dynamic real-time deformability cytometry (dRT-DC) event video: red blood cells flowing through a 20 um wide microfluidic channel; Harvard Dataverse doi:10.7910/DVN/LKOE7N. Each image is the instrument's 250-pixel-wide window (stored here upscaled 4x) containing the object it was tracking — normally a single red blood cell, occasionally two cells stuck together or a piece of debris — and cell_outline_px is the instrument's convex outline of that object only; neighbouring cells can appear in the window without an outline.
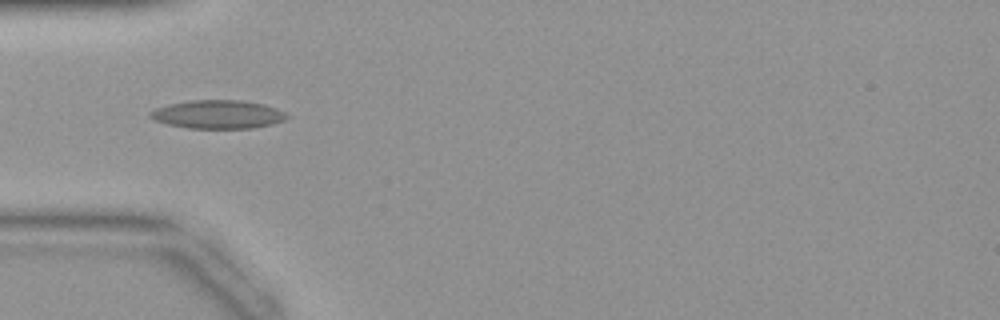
{"species": "common noctule bat (a hibernating species)", "species_latin": "Nyctalus noctula", "temperature_condition": "warm", "stored_images_in_passage": 43, "camera_frame_rate_fps": 3000, "um_per_image_px": 0.085, "animal": {"sex": "female", "body_mass_g": 19.9}, "frame": {"image": 1, "passage_image": 14, "time_ms": 4.333, "image_size_px": [1000, 320], "cell_outline_px": [[288, 116], [284, 120], [272, 124], [252, 128], [188, 128], [168, 124], [156, 120], [148, 116], [148, 112], [156, 108], [168, 104], [188, 100], [244, 100], [264, 104], [276, 108], [284, 112]], "centroid_in_image_um": [18.51, 9.71], "position_along_channel_um": 66.5, "area_um2": 22.66}}
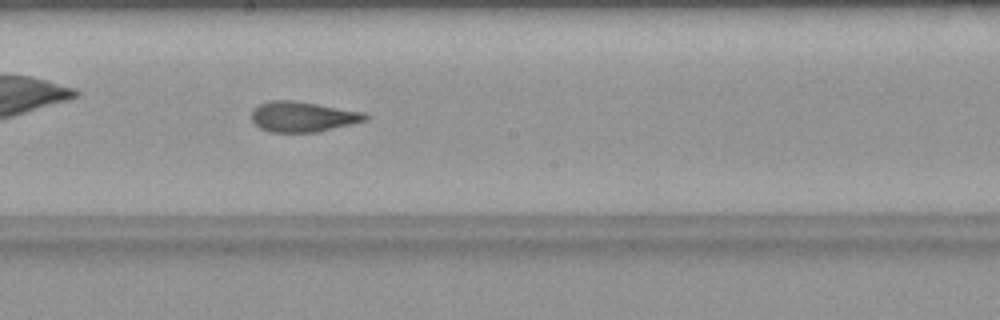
{"frame": {"image": 2, "passage_image": 24, "time_ms": 7.667, "image_size_px": [1000, 320], "cell_outline_px": [[368, 120], [320, 132], [268, 132], [260, 128], [252, 120], [252, 108], [268, 100], [296, 100], [364, 112], [368, 116]], "centroid_in_image_um": [25.73, 9.91], "position_along_channel_um": 222.5, "area_um2": 20.35}}
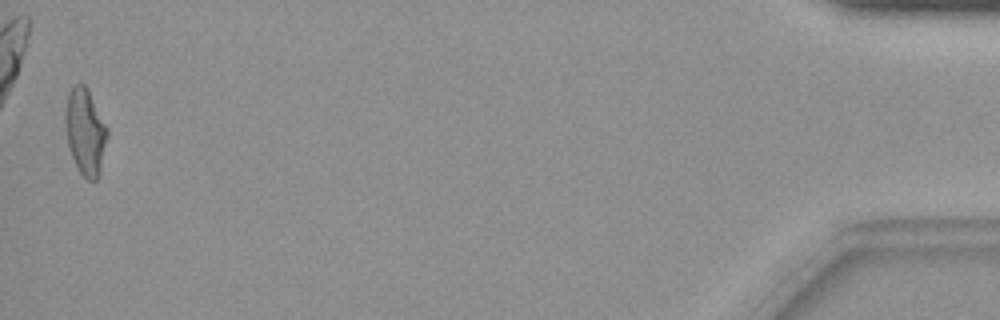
{"frame": {"image": 3, "passage_image": 43, "time_ms": 14.0, "image_size_px": [1000, 320], "cell_outline_px": [[108, 136], [100, 176], [96, 180], [88, 180], [80, 172], [72, 156], [68, 144], [64, 124], [64, 112], [68, 92], [76, 84], [84, 84], [88, 88], [108, 128]], "centroid_in_image_um": [7.26, 11.19], "position_along_channel_um": 427.9, "area_um2": 21.44}}